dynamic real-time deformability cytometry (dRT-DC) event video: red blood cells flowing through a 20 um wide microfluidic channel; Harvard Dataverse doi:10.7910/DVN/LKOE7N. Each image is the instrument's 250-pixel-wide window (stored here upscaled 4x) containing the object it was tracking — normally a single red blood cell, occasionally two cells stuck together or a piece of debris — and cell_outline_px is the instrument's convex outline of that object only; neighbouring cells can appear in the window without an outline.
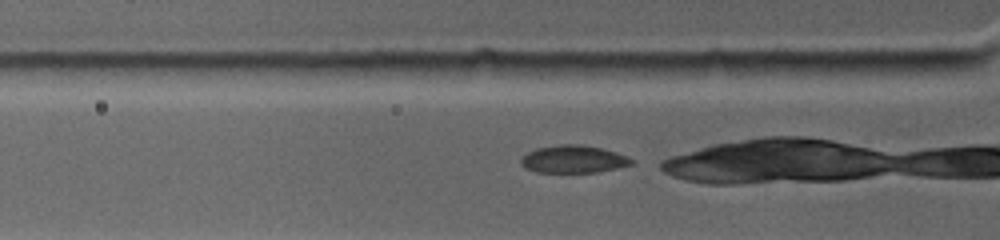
{"species": "common noctule bat (a hibernating species)", "species_latin": "Nyctalus noctula", "temperature_condition": "warm", "stored_images_in_passage": 5, "camera_frame_rate_fps": 4500, "um_per_image_px": 0.085, "animal": {"sex": "female", "body_mass_g": 19.0, "forearm_length_mm": 53.3}, "frame": {"image": 1, "passage_image": 2, "time_ms": 0.444, "image_size_px": [1000, 240], "cell_outline_px": [[632, 164], [616, 168], [596, 172], [560, 176], [536, 172], [524, 168], [520, 160], [528, 152], [540, 148], [600, 148], [624, 156], [632, 160]], "centroid_in_image_um": [48.66, 13.67], "position_along_channel_um": 77.1, "area_um2": 16.99}}